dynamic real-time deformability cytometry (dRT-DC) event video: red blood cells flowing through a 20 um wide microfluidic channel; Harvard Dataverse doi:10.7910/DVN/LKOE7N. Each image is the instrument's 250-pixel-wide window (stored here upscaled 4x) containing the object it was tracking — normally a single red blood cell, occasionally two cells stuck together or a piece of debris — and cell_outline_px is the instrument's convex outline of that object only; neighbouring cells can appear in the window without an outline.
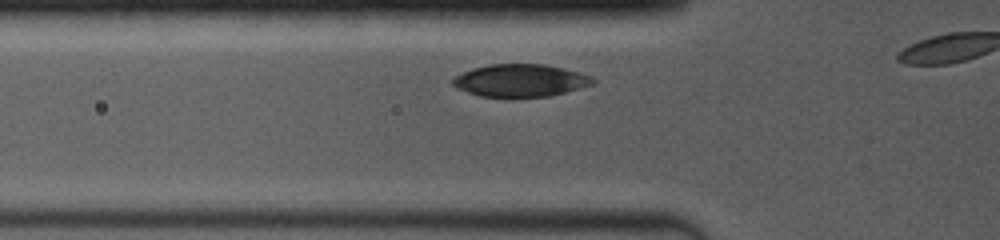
{"species": "common noctule bat (a hibernating species)", "species_latin": "Nyctalus noctula", "temperature_condition": "room temperature", "stored_images_in_passage": 6, "camera_frame_rate_fps": 4000, "um_per_image_px": 0.085, "animal": {"sex": "female", "body_mass_g": 19.0, "forearm_length_mm": 53.3}, "frame": {"image": 1, "passage_image": 4, "time_ms": 1.0, "image_size_px": [1000, 240], "cell_outline_px": [[596, 80], [592, 84], [580, 88], [548, 96], [508, 100], [480, 96], [456, 88], [452, 84], [452, 80], [456, 76], [472, 68], [488, 64], [544, 64], [564, 68], [592, 76]], "centroid_in_image_um": [44.2, 6.87], "position_along_channel_um": 81.6, "area_um2": 27.22}}